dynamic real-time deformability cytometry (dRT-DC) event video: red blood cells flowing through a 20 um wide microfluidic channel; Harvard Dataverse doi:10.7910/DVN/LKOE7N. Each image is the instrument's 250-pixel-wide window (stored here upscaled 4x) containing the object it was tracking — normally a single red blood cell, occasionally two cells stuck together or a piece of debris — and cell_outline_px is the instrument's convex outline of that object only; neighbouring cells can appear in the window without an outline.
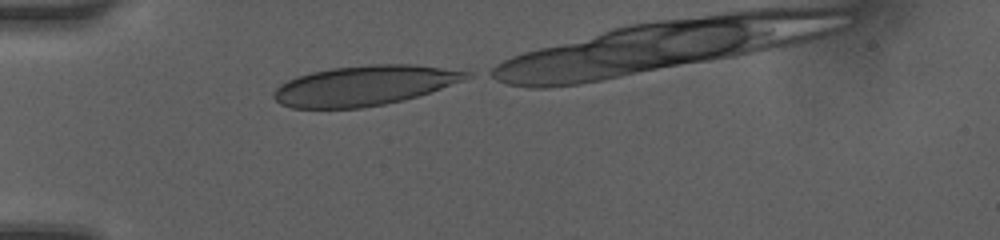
{"species": "human", "species_latin": "Homo sapiens", "temperature_condition": "room temperature", "stored_images_in_passage": 27, "camera_frame_rate_fps": 3000, "um_per_image_px": 0.085, "donor": {"sex": "female"}, "frame": {"image": 1, "passage_image": 1, "time_ms": 0.0, "image_size_px": [1000, 240], "cell_outline_px": [[472, 76], [464, 80], [404, 100], [384, 104], [360, 108], [292, 108], [280, 104], [272, 96], [272, 92], [280, 84], [296, 76], [312, 72], [332, 68], [368, 64], [412, 64], [472, 72]], "centroid_in_image_um": [30.92, 7.27], "position_along_channel_um": 54.1, "area_um2": 44.68}}
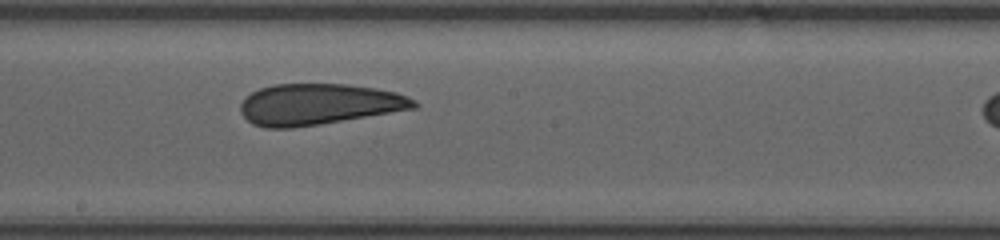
{"frame": {"image": 2, "passage_image": 14, "time_ms": 4.333, "image_size_px": [1000, 240], "cell_outline_px": [[420, 104], [416, 108], [320, 124], [292, 128], [264, 128], [252, 124], [240, 112], [240, 104], [244, 96], [260, 88], [272, 84], [348, 84], [376, 88], [396, 92], [408, 96], [416, 100]], "centroid_in_image_um": [27.07, 8.86], "position_along_channel_um": 221.1, "area_um2": 41.79}}
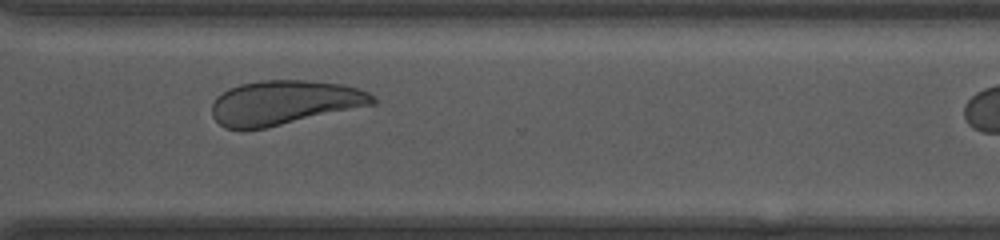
{"frame": {"image": 3, "passage_image": 23, "time_ms": 7.333, "image_size_px": [1000, 240], "cell_outline_px": [[376, 104], [264, 128], [224, 128], [212, 116], [212, 104], [216, 96], [228, 88], [240, 84], [260, 80], [308, 80], [344, 84], [368, 92], [376, 100]], "centroid_in_image_um": [24.15, 8.7], "position_along_channel_um": 346.4, "area_um2": 41.38}}